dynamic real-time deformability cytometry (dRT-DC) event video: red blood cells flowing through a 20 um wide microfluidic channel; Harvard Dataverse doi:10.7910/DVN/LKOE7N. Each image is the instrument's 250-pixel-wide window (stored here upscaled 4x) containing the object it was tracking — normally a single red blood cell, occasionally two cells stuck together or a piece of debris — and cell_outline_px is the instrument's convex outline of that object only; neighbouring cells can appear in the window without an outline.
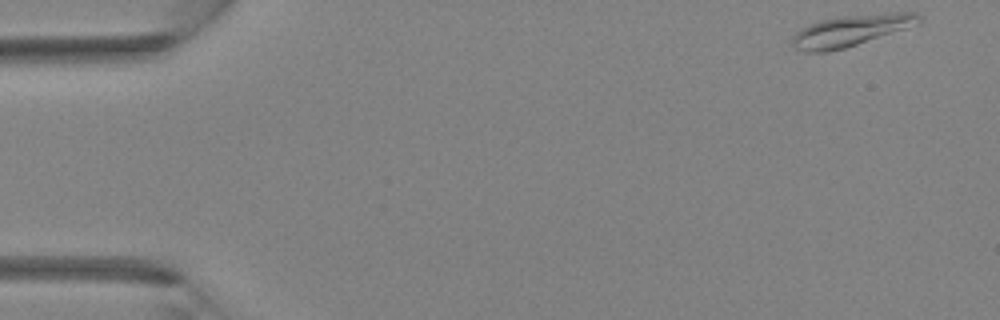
{"species": "Egyptian fruit bat (a non-hibernating species)", "species_latin": "Rousettus aegyptiacus", "temperature_condition": "room temperature", "stored_images_in_passage": 39, "camera_frame_rate_fps": 3000, "um_per_image_px": 0.085, "animal": {"sex": "female"}, "frame": {"image": 1, "passage_image": 1, "time_ms": 0.0, "image_size_px": [1000, 320], "cell_outline_px": [[920, 24], [844, 48], [828, 52], [804, 52], [796, 48], [792, 44], [792, 36], [800, 28], [808, 24], [824, 20], [844, 16], [888, 12], [920, 12]], "centroid_in_image_um": [72.34, 2.59], "position_along_channel_um": 12.7, "area_um2": 23.06}}
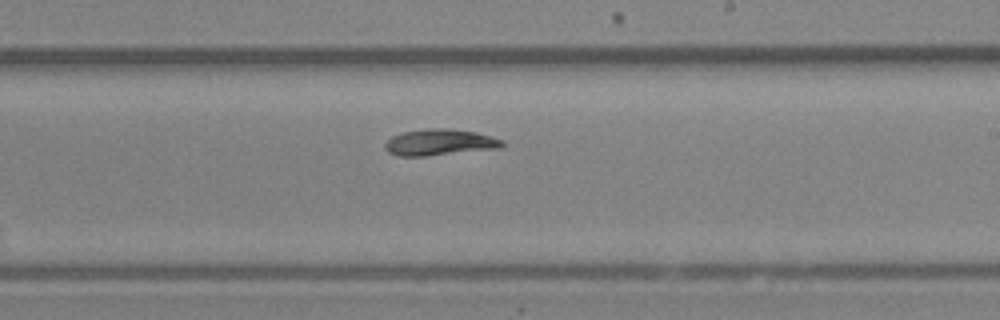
{"frame": {"image": 2, "passage_image": 23, "time_ms": 7.333, "image_size_px": [1000, 320], "cell_outline_px": [[504, 144], [500, 148], [424, 156], [400, 156], [388, 152], [384, 148], [384, 144], [392, 136], [404, 132], [432, 128], [448, 128], [476, 132], [504, 140]], "centroid_in_image_um": [37.37, 12.1], "position_along_channel_um": 251.6, "area_um2": 17.8}}
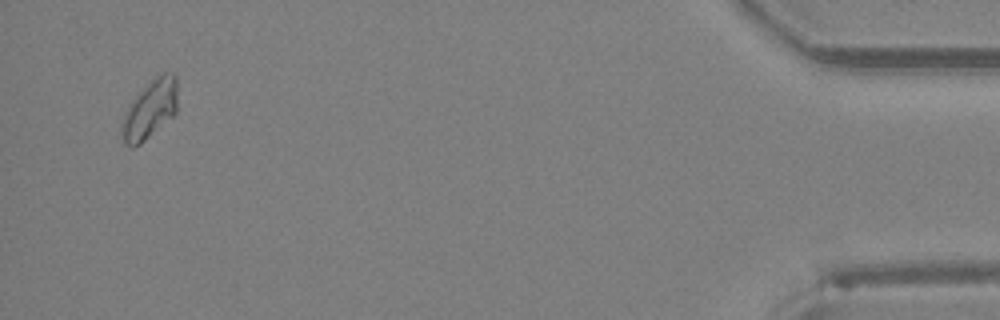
{"frame": {"image": 3, "passage_image": 38, "time_ms": 12.333, "image_size_px": [1000, 320], "cell_outline_px": [[176, 112], [172, 116], [140, 144], [132, 148], [124, 144], [120, 132], [120, 124], [124, 112], [128, 104], [156, 76], [164, 72], [172, 72], [176, 76]], "centroid_in_image_um": [12.69, 9.32], "position_along_channel_um": 422.5, "area_um2": 18.9}}